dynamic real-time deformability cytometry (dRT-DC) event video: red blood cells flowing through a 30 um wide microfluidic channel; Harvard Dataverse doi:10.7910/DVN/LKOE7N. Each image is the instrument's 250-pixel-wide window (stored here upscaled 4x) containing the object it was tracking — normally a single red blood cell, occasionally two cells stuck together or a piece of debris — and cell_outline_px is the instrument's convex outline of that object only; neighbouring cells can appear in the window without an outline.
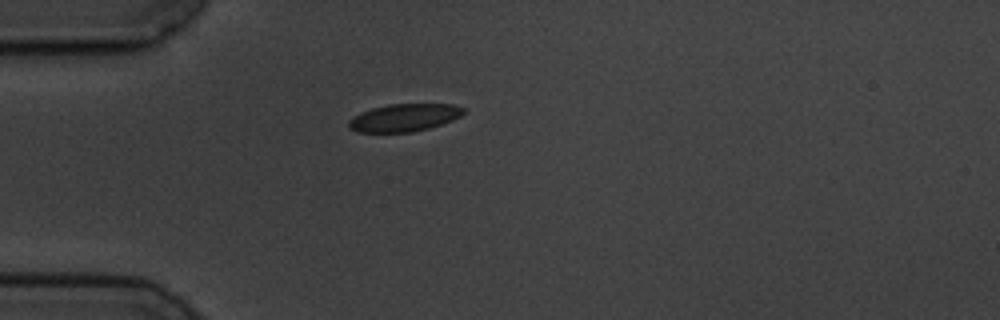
{"species": "common noctule bat (a hibernating species)", "species_latin": "Nyctalus noctula", "temperature_condition": "cold", "stored_images_in_passage": 1, "camera_frame_rate_fps": 3000, "um_per_image_px": 0.085, "animal": {"sex": "male", "body_mass_g": 19.5, "forearm_length_mm": 54.6}, "frame": {"image": 1, "passage_image": 1, "time_ms": 0.0, "image_size_px": [1000, 320], "cell_outline_px": [[468, 108], [460, 116], [452, 120], [428, 128], [412, 132], [356, 132], [348, 128], [348, 120], [360, 112], [372, 108], [388, 104], [452, 104]], "centroid_in_image_um": [34.34, 9.99], "position_along_channel_um": 50.7, "area_um2": 18.55}}